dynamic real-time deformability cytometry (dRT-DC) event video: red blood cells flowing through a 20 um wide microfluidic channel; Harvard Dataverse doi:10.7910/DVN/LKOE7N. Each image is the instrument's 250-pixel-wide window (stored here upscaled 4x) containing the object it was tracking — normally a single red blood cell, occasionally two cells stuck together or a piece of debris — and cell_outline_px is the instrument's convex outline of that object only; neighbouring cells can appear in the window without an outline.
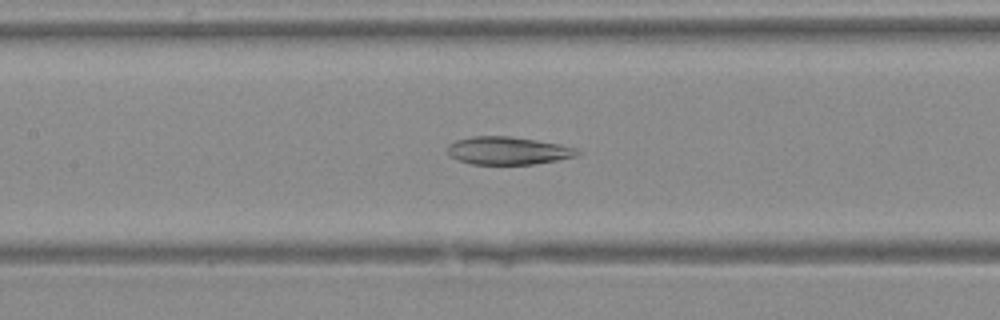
{"species": "Egyptian fruit bat (a non-hibernating species)", "species_latin": "Rousettus aegyptiacus", "temperature_condition": "warm", "stored_images_in_passage": 43, "camera_frame_rate_fps": 3000, "um_per_image_px": 0.085, "animal": {"sex": "female"}, "frame": {"image": 1, "passage_image": 21, "time_ms": 6.667, "image_size_px": [1000, 320], "cell_outline_px": [[580, 152], [576, 156], [556, 160], [532, 164], [472, 164], [460, 160], [452, 156], [448, 152], [448, 144], [456, 140], [472, 136], [508, 136], [536, 140], [560, 144], [576, 148]], "centroid_in_image_um": [43.18, 12.8], "position_along_channel_um": 164.2, "area_um2": 20.81}}
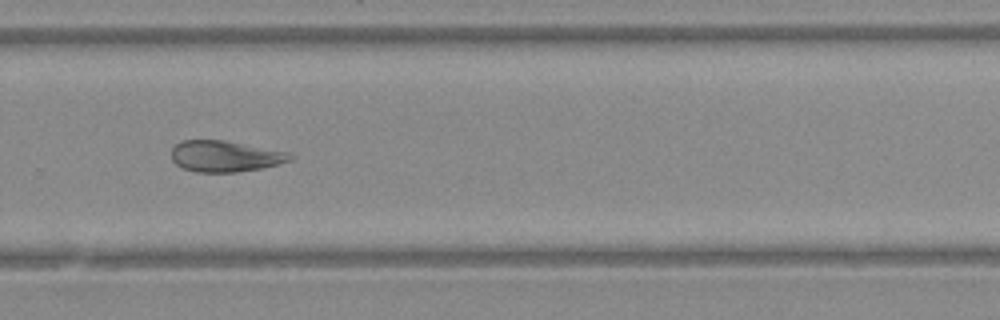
{"frame": {"image": 2, "passage_image": 30, "time_ms": 9.667, "image_size_px": [1000, 320], "cell_outline_px": [[292, 160], [264, 168], [240, 172], [196, 172], [184, 168], [176, 164], [172, 160], [172, 148], [180, 140], [224, 140], [292, 152]], "centroid_in_image_um": [19.17, 13.28], "position_along_channel_um": 310.6, "area_um2": 21.79}}
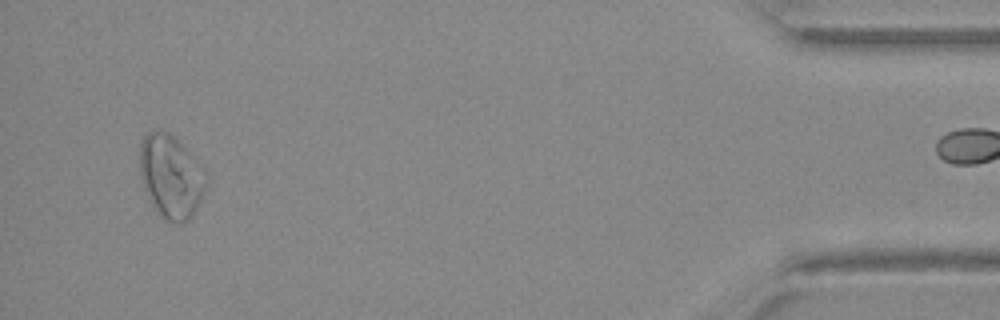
{"frame": {"image": 3, "passage_image": 41, "time_ms": 13.333, "image_size_px": [1000, 320], "cell_outline_px": [[208, 180], [204, 192], [192, 216], [188, 220], [180, 224], [164, 220], [160, 216], [152, 204], [144, 188], [140, 176], [140, 144], [144, 136], [148, 132], [168, 132], [188, 152], [208, 176]], "centroid_in_image_um": [14.52, 15.05], "position_along_channel_um": 420.7, "area_um2": 31.67}}